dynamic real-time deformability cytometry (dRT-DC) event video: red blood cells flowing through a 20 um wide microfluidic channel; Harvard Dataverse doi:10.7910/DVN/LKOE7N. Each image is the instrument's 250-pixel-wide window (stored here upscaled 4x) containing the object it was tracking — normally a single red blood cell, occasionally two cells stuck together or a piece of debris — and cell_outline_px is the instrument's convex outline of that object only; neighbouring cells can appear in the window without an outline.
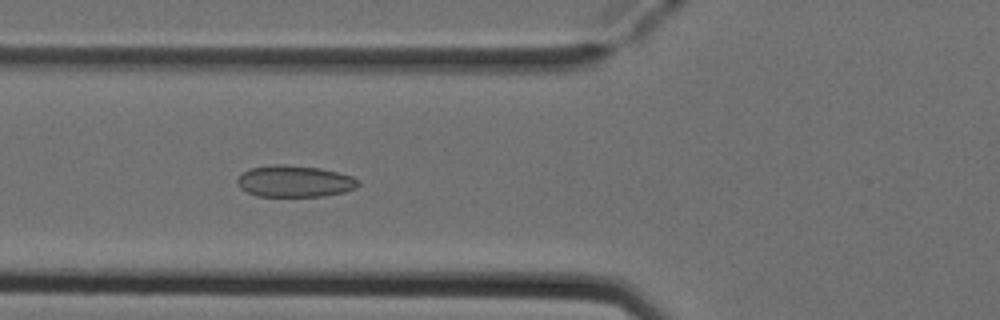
{"species": "Egyptian fruit bat (a non-hibernating species)", "species_latin": "Rousettus aegyptiacus", "temperature_condition": "cold", "stored_images_in_passage": 42, "camera_frame_rate_fps": 3000, "um_per_image_px": 0.085, "animal": {"sex": "female"}, "frame": {"image": 1, "passage_image": 10, "time_ms": 3.0, "image_size_px": [1000, 320], "cell_outline_px": [[360, 184], [356, 188], [344, 192], [324, 196], [256, 196], [240, 188], [236, 184], [236, 180], [248, 168], [276, 164], [284, 164], [320, 168], [352, 176], [360, 180]], "centroid_in_image_um": [25.04, 15.41], "position_along_channel_um": 100.8, "area_um2": 22.37}}
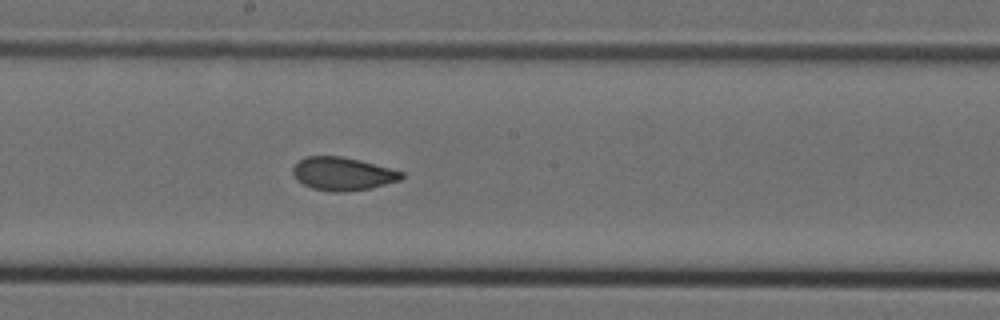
{"frame": {"image": 2, "passage_image": 19, "time_ms": 6.0, "image_size_px": [1000, 320], "cell_outline_px": [[404, 176], [400, 180], [372, 188], [344, 192], [332, 192], [312, 188], [304, 184], [292, 172], [292, 168], [304, 156], [340, 156], [360, 160], [404, 172]], "centroid_in_image_um": [29.15, 14.77], "position_along_channel_um": 219.0, "area_um2": 20.87}}
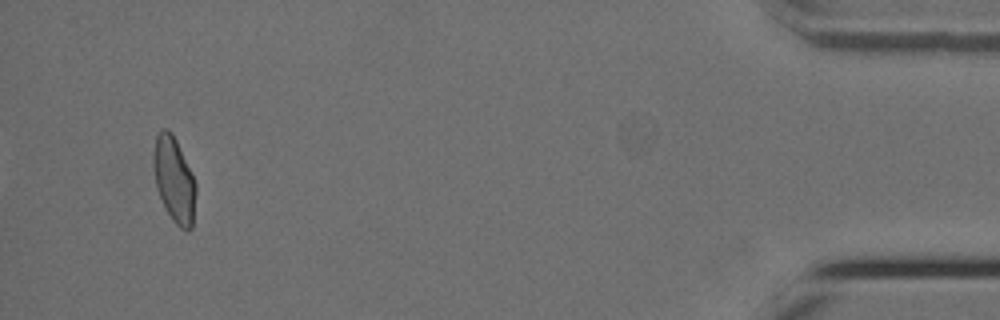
{"frame": {"image": 3, "passage_image": 40, "time_ms": 13.0, "image_size_px": [1000, 320], "cell_outline_px": [[196, 192], [192, 228], [188, 232], [180, 228], [172, 220], [156, 188], [152, 164], [152, 156], [156, 136], [164, 128], [168, 128], [172, 132], [176, 140], [196, 184]], "centroid_in_image_um": [14.79, 15.28], "position_along_channel_um": 420.4, "area_um2": 20.98}, "authors_computed_cell_mechanics": {"area_um2": 21.2126, "velocity_mm_per_s": 3.9245, "shape_relaxation_time_tau1_ms": null, "shape_relaxation_time_tau2_ms": 1.2283, "deformation_change_tau1": null, "deformation_change_tau2": 0.0556}}